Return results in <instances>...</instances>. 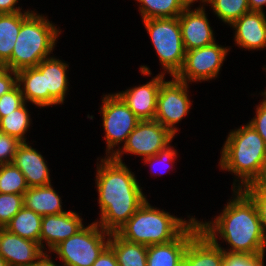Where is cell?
I'll list each match as a JSON object with an SVG mask.
<instances>
[{"instance_id": "5bb4252c", "label": "cell", "mask_w": 266, "mask_h": 266, "mask_svg": "<svg viewBox=\"0 0 266 266\" xmlns=\"http://www.w3.org/2000/svg\"><path fill=\"white\" fill-rule=\"evenodd\" d=\"M194 219L174 240L147 246V266H179L189 241L200 231Z\"/></svg>"}, {"instance_id": "e0dca14e", "label": "cell", "mask_w": 266, "mask_h": 266, "mask_svg": "<svg viewBox=\"0 0 266 266\" xmlns=\"http://www.w3.org/2000/svg\"><path fill=\"white\" fill-rule=\"evenodd\" d=\"M43 253L39 243L0 228V256L9 266H32Z\"/></svg>"}, {"instance_id": "d6a6232c", "label": "cell", "mask_w": 266, "mask_h": 266, "mask_svg": "<svg viewBox=\"0 0 266 266\" xmlns=\"http://www.w3.org/2000/svg\"><path fill=\"white\" fill-rule=\"evenodd\" d=\"M242 190L256 204L262 228L266 235V189L260 187H244Z\"/></svg>"}, {"instance_id": "1f68e13d", "label": "cell", "mask_w": 266, "mask_h": 266, "mask_svg": "<svg viewBox=\"0 0 266 266\" xmlns=\"http://www.w3.org/2000/svg\"><path fill=\"white\" fill-rule=\"evenodd\" d=\"M21 144L18 139L0 132V164L12 163Z\"/></svg>"}, {"instance_id": "277c9868", "label": "cell", "mask_w": 266, "mask_h": 266, "mask_svg": "<svg viewBox=\"0 0 266 266\" xmlns=\"http://www.w3.org/2000/svg\"><path fill=\"white\" fill-rule=\"evenodd\" d=\"M68 67L52 56L43 59L36 67L17 71V85L25 102L41 108L63 104L69 86Z\"/></svg>"}, {"instance_id": "836d02e7", "label": "cell", "mask_w": 266, "mask_h": 266, "mask_svg": "<svg viewBox=\"0 0 266 266\" xmlns=\"http://www.w3.org/2000/svg\"><path fill=\"white\" fill-rule=\"evenodd\" d=\"M261 94L262 96L265 95L264 99L258 106H256V115L248 124H250L259 133L266 146V94L264 92Z\"/></svg>"}, {"instance_id": "74e56055", "label": "cell", "mask_w": 266, "mask_h": 266, "mask_svg": "<svg viewBox=\"0 0 266 266\" xmlns=\"http://www.w3.org/2000/svg\"><path fill=\"white\" fill-rule=\"evenodd\" d=\"M19 0H0V14L21 12L20 6L15 7Z\"/></svg>"}, {"instance_id": "ffe728a7", "label": "cell", "mask_w": 266, "mask_h": 266, "mask_svg": "<svg viewBox=\"0 0 266 266\" xmlns=\"http://www.w3.org/2000/svg\"><path fill=\"white\" fill-rule=\"evenodd\" d=\"M183 261L188 266H223L224 251L200 230L189 241Z\"/></svg>"}, {"instance_id": "83f0119b", "label": "cell", "mask_w": 266, "mask_h": 266, "mask_svg": "<svg viewBox=\"0 0 266 266\" xmlns=\"http://www.w3.org/2000/svg\"><path fill=\"white\" fill-rule=\"evenodd\" d=\"M22 172L13 164H0V193L20 194L28 190Z\"/></svg>"}, {"instance_id": "e575fe53", "label": "cell", "mask_w": 266, "mask_h": 266, "mask_svg": "<svg viewBox=\"0 0 266 266\" xmlns=\"http://www.w3.org/2000/svg\"><path fill=\"white\" fill-rule=\"evenodd\" d=\"M177 155L178 154L176 153V150L172 146L168 145L165 149L159 151L156 155H153V156H150V157H146L143 160H144V164L148 163L150 165V167H152V168L154 166L153 164H155L156 162L159 163V164L162 163V162L163 163H167V162L171 163L170 164L171 165L170 168H173V166H172L173 164L172 163H175L174 160L177 158ZM156 174H157V172H156Z\"/></svg>"}, {"instance_id": "7a4b0ae2", "label": "cell", "mask_w": 266, "mask_h": 266, "mask_svg": "<svg viewBox=\"0 0 266 266\" xmlns=\"http://www.w3.org/2000/svg\"><path fill=\"white\" fill-rule=\"evenodd\" d=\"M100 161L95 183L101 216L95 222L105 231L116 233L146 201V196L125 163L106 156Z\"/></svg>"}, {"instance_id": "8fae6325", "label": "cell", "mask_w": 266, "mask_h": 266, "mask_svg": "<svg viewBox=\"0 0 266 266\" xmlns=\"http://www.w3.org/2000/svg\"><path fill=\"white\" fill-rule=\"evenodd\" d=\"M172 78L161 83L154 120L175 135L178 129L174 125L188 114L192 103L188 97V84L175 76Z\"/></svg>"}, {"instance_id": "7bdbcfd3", "label": "cell", "mask_w": 266, "mask_h": 266, "mask_svg": "<svg viewBox=\"0 0 266 266\" xmlns=\"http://www.w3.org/2000/svg\"><path fill=\"white\" fill-rule=\"evenodd\" d=\"M179 266H188V265L184 261H182Z\"/></svg>"}, {"instance_id": "3957f363", "label": "cell", "mask_w": 266, "mask_h": 266, "mask_svg": "<svg viewBox=\"0 0 266 266\" xmlns=\"http://www.w3.org/2000/svg\"><path fill=\"white\" fill-rule=\"evenodd\" d=\"M266 158L263 138L250 125L232 130L222 147L219 165L221 170L234 173L237 179L233 189H243L260 176ZM239 182L236 186V182Z\"/></svg>"}, {"instance_id": "ab89813d", "label": "cell", "mask_w": 266, "mask_h": 266, "mask_svg": "<svg viewBox=\"0 0 266 266\" xmlns=\"http://www.w3.org/2000/svg\"><path fill=\"white\" fill-rule=\"evenodd\" d=\"M32 266H60L56 265L53 260L50 259V255L45 251Z\"/></svg>"}, {"instance_id": "cb8c5ba5", "label": "cell", "mask_w": 266, "mask_h": 266, "mask_svg": "<svg viewBox=\"0 0 266 266\" xmlns=\"http://www.w3.org/2000/svg\"><path fill=\"white\" fill-rule=\"evenodd\" d=\"M41 221L42 216L23 206L5 226V229L40 245Z\"/></svg>"}, {"instance_id": "6da1fadb", "label": "cell", "mask_w": 266, "mask_h": 266, "mask_svg": "<svg viewBox=\"0 0 266 266\" xmlns=\"http://www.w3.org/2000/svg\"><path fill=\"white\" fill-rule=\"evenodd\" d=\"M232 190L234 198L229 200L221 214L214 218V221H198L200 229L224 252L264 254L266 235L256 204L242 189ZM217 236H221L220 238H223L231 248L224 249L218 244Z\"/></svg>"}, {"instance_id": "30bf717a", "label": "cell", "mask_w": 266, "mask_h": 266, "mask_svg": "<svg viewBox=\"0 0 266 266\" xmlns=\"http://www.w3.org/2000/svg\"><path fill=\"white\" fill-rule=\"evenodd\" d=\"M173 135L167 128L155 120H142L129 134L126 142L119 149L114 150V160L122 162V155L131 153L142 158L156 155L172 142ZM122 148V149H121Z\"/></svg>"}, {"instance_id": "d590c367", "label": "cell", "mask_w": 266, "mask_h": 266, "mask_svg": "<svg viewBox=\"0 0 266 266\" xmlns=\"http://www.w3.org/2000/svg\"><path fill=\"white\" fill-rule=\"evenodd\" d=\"M16 85L17 72L4 68V66L0 64V97L12 90Z\"/></svg>"}, {"instance_id": "4fadbf2b", "label": "cell", "mask_w": 266, "mask_h": 266, "mask_svg": "<svg viewBox=\"0 0 266 266\" xmlns=\"http://www.w3.org/2000/svg\"><path fill=\"white\" fill-rule=\"evenodd\" d=\"M193 0L178 16L185 51L205 47L215 42L214 33L205 13L204 5L191 10Z\"/></svg>"}, {"instance_id": "60d3db41", "label": "cell", "mask_w": 266, "mask_h": 266, "mask_svg": "<svg viewBox=\"0 0 266 266\" xmlns=\"http://www.w3.org/2000/svg\"><path fill=\"white\" fill-rule=\"evenodd\" d=\"M250 11L264 12L263 6L266 4V0H247Z\"/></svg>"}, {"instance_id": "603a6c76", "label": "cell", "mask_w": 266, "mask_h": 266, "mask_svg": "<svg viewBox=\"0 0 266 266\" xmlns=\"http://www.w3.org/2000/svg\"><path fill=\"white\" fill-rule=\"evenodd\" d=\"M109 246L113 249L118 266H147V246L132 243L111 233Z\"/></svg>"}, {"instance_id": "d6986e66", "label": "cell", "mask_w": 266, "mask_h": 266, "mask_svg": "<svg viewBox=\"0 0 266 266\" xmlns=\"http://www.w3.org/2000/svg\"><path fill=\"white\" fill-rule=\"evenodd\" d=\"M24 175L28 187L45 186L51 184L47 162L36 149L22 143L12 162Z\"/></svg>"}, {"instance_id": "7402d4cb", "label": "cell", "mask_w": 266, "mask_h": 266, "mask_svg": "<svg viewBox=\"0 0 266 266\" xmlns=\"http://www.w3.org/2000/svg\"><path fill=\"white\" fill-rule=\"evenodd\" d=\"M32 12L0 14V64L4 65L11 58L21 24Z\"/></svg>"}, {"instance_id": "d4e9b609", "label": "cell", "mask_w": 266, "mask_h": 266, "mask_svg": "<svg viewBox=\"0 0 266 266\" xmlns=\"http://www.w3.org/2000/svg\"><path fill=\"white\" fill-rule=\"evenodd\" d=\"M142 19L178 17L193 0H135Z\"/></svg>"}, {"instance_id": "4dcf8cb0", "label": "cell", "mask_w": 266, "mask_h": 266, "mask_svg": "<svg viewBox=\"0 0 266 266\" xmlns=\"http://www.w3.org/2000/svg\"><path fill=\"white\" fill-rule=\"evenodd\" d=\"M264 255H250L224 252L223 266H264Z\"/></svg>"}, {"instance_id": "9c48e42d", "label": "cell", "mask_w": 266, "mask_h": 266, "mask_svg": "<svg viewBox=\"0 0 266 266\" xmlns=\"http://www.w3.org/2000/svg\"><path fill=\"white\" fill-rule=\"evenodd\" d=\"M101 114L106 139V157L114 154V147L125 143L129 134L141 121L115 93L103 95ZM112 150V151H111Z\"/></svg>"}, {"instance_id": "484cf974", "label": "cell", "mask_w": 266, "mask_h": 266, "mask_svg": "<svg viewBox=\"0 0 266 266\" xmlns=\"http://www.w3.org/2000/svg\"><path fill=\"white\" fill-rule=\"evenodd\" d=\"M25 105L26 102L0 119V132L10 135L22 143H26L24 137L31 125L30 114Z\"/></svg>"}, {"instance_id": "2e32d148", "label": "cell", "mask_w": 266, "mask_h": 266, "mask_svg": "<svg viewBox=\"0 0 266 266\" xmlns=\"http://www.w3.org/2000/svg\"><path fill=\"white\" fill-rule=\"evenodd\" d=\"M82 217L73 211H66L62 214L47 215L42 217L40 246L43 249L44 242L48 250H52L60 242L75 235L84 227ZM47 242V243H46Z\"/></svg>"}, {"instance_id": "5b68a950", "label": "cell", "mask_w": 266, "mask_h": 266, "mask_svg": "<svg viewBox=\"0 0 266 266\" xmlns=\"http://www.w3.org/2000/svg\"><path fill=\"white\" fill-rule=\"evenodd\" d=\"M46 18L33 11L22 22L11 58L3 65L4 68L17 72L36 67L50 57L61 31Z\"/></svg>"}, {"instance_id": "f546056e", "label": "cell", "mask_w": 266, "mask_h": 266, "mask_svg": "<svg viewBox=\"0 0 266 266\" xmlns=\"http://www.w3.org/2000/svg\"><path fill=\"white\" fill-rule=\"evenodd\" d=\"M25 103L20 87L16 85L8 93L0 97V119Z\"/></svg>"}, {"instance_id": "52a82bcc", "label": "cell", "mask_w": 266, "mask_h": 266, "mask_svg": "<svg viewBox=\"0 0 266 266\" xmlns=\"http://www.w3.org/2000/svg\"><path fill=\"white\" fill-rule=\"evenodd\" d=\"M164 71L171 77L182 69L185 59L178 17L143 20Z\"/></svg>"}, {"instance_id": "b9f144b4", "label": "cell", "mask_w": 266, "mask_h": 266, "mask_svg": "<svg viewBox=\"0 0 266 266\" xmlns=\"http://www.w3.org/2000/svg\"><path fill=\"white\" fill-rule=\"evenodd\" d=\"M0 266H9L8 263L0 256Z\"/></svg>"}, {"instance_id": "ac0fdd59", "label": "cell", "mask_w": 266, "mask_h": 266, "mask_svg": "<svg viewBox=\"0 0 266 266\" xmlns=\"http://www.w3.org/2000/svg\"><path fill=\"white\" fill-rule=\"evenodd\" d=\"M235 43L240 48L258 50L266 47V16L264 12L249 11L231 25Z\"/></svg>"}, {"instance_id": "8992f818", "label": "cell", "mask_w": 266, "mask_h": 266, "mask_svg": "<svg viewBox=\"0 0 266 266\" xmlns=\"http://www.w3.org/2000/svg\"><path fill=\"white\" fill-rule=\"evenodd\" d=\"M195 218L184 220L152 207L148 200L116 232L121 238L146 246L174 240Z\"/></svg>"}, {"instance_id": "f35d334b", "label": "cell", "mask_w": 266, "mask_h": 266, "mask_svg": "<svg viewBox=\"0 0 266 266\" xmlns=\"http://www.w3.org/2000/svg\"><path fill=\"white\" fill-rule=\"evenodd\" d=\"M245 187H260L266 189V158L260 176L256 179L254 183L249 184Z\"/></svg>"}, {"instance_id": "8d00e7d4", "label": "cell", "mask_w": 266, "mask_h": 266, "mask_svg": "<svg viewBox=\"0 0 266 266\" xmlns=\"http://www.w3.org/2000/svg\"><path fill=\"white\" fill-rule=\"evenodd\" d=\"M92 266H118L116 255L108 245L98 256Z\"/></svg>"}, {"instance_id": "ba28073f", "label": "cell", "mask_w": 266, "mask_h": 266, "mask_svg": "<svg viewBox=\"0 0 266 266\" xmlns=\"http://www.w3.org/2000/svg\"><path fill=\"white\" fill-rule=\"evenodd\" d=\"M110 234L93 222L60 242L50 252L59 256L63 262L62 266H92L109 245Z\"/></svg>"}, {"instance_id": "44dd1931", "label": "cell", "mask_w": 266, "mask_h": 266, "mask_svg": "<svg viewBox=\"0 0 266 266\" xmlns=\"http://www.w3.org/2000/svg\"><path fill=\"white\" fill-rule=\"evenodd\" d=\"M61 201V197L53 189L52 184L29 187L23 195L24 207L42 217L65 213Z\"/></svg>"}, {"instance_id": "9a60e30c", "label": "cell", "mask_w": 266, "mask_h": 266, "mask_svg": "<svg viewBox=\"0 0 266 266\" xmlns=\"http://www.w3.org/2000/svg\"><path fill=\"white\" fill-rule=\"evenodd\" d=\"M164 74L161 72L144 85L116 93L141 121L155 119L157 97L161 83L165 80Z\"/></svg>"}, {"instance_id": "7c38bea8", "label": "cell", "mask_w": 266, "mask_h": 266, "mask_svg": "<svg viewBox=\"0 0 266 266\" xmlns=\"http://www.w3.org/2000/svg\"><path fill=\"white\" fill-rule=\"evenodd\" d=\"M229 50L230 48L214 42L205 47L186 51L182 69L175 77L187 84L212 80L218 77Z\"/></svg>"}, {"instance_id": "4316f807", "label": "cell", "mask_w": 266, "mask_h": 266, "mask_svg": "<svg viewBox=\"0 0 266 266\" xmlns=\"http://www.w3.org/2000/svg\"><path fill=\"white\" fill-rule=\"evenodd\" d=\"M203 4H210L215 15L225 24L231 25L235 20L249 12L247 0H200Z\"/></svg>"}, {"instance_id": "f1b7e54d", "label": "cell", "mask_w": 266, "mask_h": 266, "mask_svg": "<svg viewBox=\"0 0 266 266\" xmlns=\"http://www.w3.org/2000/svg\"><path fill=\"white\" fill-rule=\"evenodd\" d=\"M23 206V195L0 193V228H5Z\"/></svg>"}]
</instances>
